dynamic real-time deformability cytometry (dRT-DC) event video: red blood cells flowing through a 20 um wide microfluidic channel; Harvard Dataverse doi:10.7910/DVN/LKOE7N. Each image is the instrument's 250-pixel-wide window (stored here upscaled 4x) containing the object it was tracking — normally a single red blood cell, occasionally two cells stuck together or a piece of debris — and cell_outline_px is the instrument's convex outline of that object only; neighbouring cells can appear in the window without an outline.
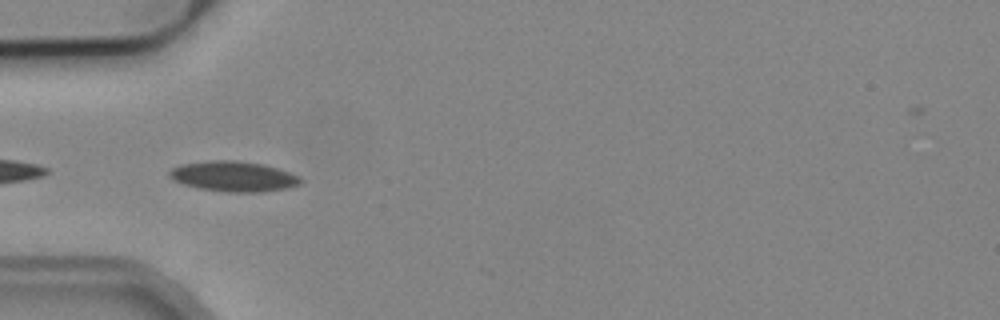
{"species": "common noctule bat (a hibernating species)", "species_latin": "Nyctalus noctula", "temperature_condition": "cold", "stored_images_in_passage": 14, "camera_frame_rate_fps": 3000, "um_per_image_px": 0.085, "animal": {"sex": "male", "body_mass_g": 19.2, "forearm_length_mm": 51.8}, "frame": {"image": 1, "passage_image": 10, "time_ms": 3.0, "image_size_px": [1000, 320], "cell_outline_px": [[304, 180], [300, 184], [288, 188], [264, 192], [228, 192], [200, 188], [184, 184], [168, 176], [168, 172], [172, 168], [180, 164], [208, 160], [236, 160], [264, 164], [300, 176]], "centroid_in_image_um": [19.88, 14.98], "position_along_channel_um": 65.1, "area_um2": 23.24}}